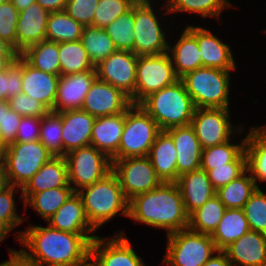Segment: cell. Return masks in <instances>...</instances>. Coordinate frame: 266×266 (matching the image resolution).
Wrapping results in <instances>:
<instances>
[{
	"mask_svg": "<svg viewBox=\"0 0 266 266\" xmlns=\"http://www.w3.org/2000/svg\"><path fill=\"white\" fill-rule=\"evenodd\" d=\"M8 250L10 252L8 266H39L37 263L28 260L20 251L12 248Z\"/></svg>",
	"mask_w": 266,
	"mask_h": 266,
	"instance_id": "54",
	"label": "cell"
},
{
	"mask_svg": "<svg viewBox=\"0 0 266 266\" xmlns=\"http://www.w3.org/2000/svg\"><path fill=\"white\" fill-rule=\"evenodd\" d=\"M10 109L22 117L42 118L49 110L38 100L32 99L25 93H20L8 100Z\"/></svg>",
	"mask_w": 266,
	"mask_h": 266,
	"instance_id": "50",
	"label": "cell"
},
{
	"mask_svg": "<svg viewBox=\"0 0 266 266\" xmlns=\"http://www.w3.org/2000/svg\"><path fill=\"white\" fill-rule=\"evenodd\" d=\"M59 76L35 69L22 58V93L38 100L49 111H54Z\"/></svg>",
	"mask_w": 266,
	"mask_h": 266,
	"instance_id": "23",
	"label": "cell"
},
{
	"mask_svg": "<svg viewBox=\"0 0 266 266\" xmlns=\"http://www.w3.org/2000/svg\"><path fill=\"white\" fill-rule=\"evenodd\" d=\"M148 158L157 176L162 182H176L178 179L176 158L177 152L172 138L161 131L150 148Z\"/></svg>",
	"mask_w": 266,
	"mask_h": 266,
	"instance_id": "28",
	"label": "cell"
},
{
	"mask_svg": "<svg viewBox=\"0 0 266 266\" xmlns=\"http://www.w3.org/2000/svg\"><path fill=\"white\" fill-rule=\"evenodd\" d=\"M11 231L12 229L0 218V243Z\"/></svg>",
	"mask_w": 266,
	"mask_h": 266,
	"instance_id": "58",
	"label": "cell"
},
{
	"mask_svg": "<svg viewBox=\"0 0 266 266\" xmlns=\"http://www.w3.org/2000/svg\"><path fill=\"white\" fill-rule=\"evenodd\" d=\"M46 222L57 230L74 234H93L96 232L85 215L81 196L77 192H74Z\"/></svg>",
	"mask_w": 266,
	"mask_h": 266,
	"instance_id": "25",
	"label": "cell"
},
{
	"mask_svg": "<svg viewBox=\"0 0 266 266\" xmlns=\"http://www.w3.org/2000/svg\"><path fill=\"white\" fill-rule=\"evenodd\" d=\"M124 123L125 112L97 117L92 128L90 145H93L112 159L117 154Z\"/></svg>",
	"mask_w": 266,
	"mask_h": 266,
	"instance_id": "27",
	"label": "cell"
},
{
	"mask_svg": "<svg viewBox=\"0 0 266 266\" xmlns=\"http://www.w3.org/2000/svg\"><path fill=\"white\" fill-rule=\"evenodd\" d=\"M250 230L266 234V194L257 188L243 206Z\"/></svg>",
	"mask_w": 266,
	"mask_h": 266,
	"instance_id": "45",
	"label": "cell"
},
{
	"mask_svg": "<svg viewBox=\"0 0 266 266\" xmlns=\"http://www.w3.org/2000/svg\"><path fill=\"white\" fill-rule=\"evenodd\" d=\"M222 251L231 266H265L266 234L249 230Z\"/></svg>",
	"mask_w": 266,
	"mask_h": 266,
	"instance_id": "18",
	"label": "cell"
},
{
	"mask_svg": "<svg viewBox=\"0 0 266 266\" xmlns=\"http://www.w3.org/2000/svg\"><path fill=\"white\" fill-rule=\"evenodd\" d=\"M5 147L6 146L3 144V142L1 141V138H0V159H1L2 155H3Z\"/></svg>",
	"mask_w": 266,
	"mask_h": 266,
	"instance_id": "60",
	"label": "cell"
},
{
	"mask_svg": "<svg viewBox=\"0 0 266 266\" xmlns=\"http://www.w3.org/2000/svg\"><path fill=\"white\" fill-rule=\"evenodd\" d=\"M165 6L168 14L189 12L220 19L221 12L232 4L228 0H167Z\"/></svg>",
	"mask_w": 266,
	"mask_h": 266,
	"instance_id": "39",
	"label": "cell"
},
{
	"mask_svg": "<svg viewBox=\"0 0 266 266\" xmlns=\"http://www.w3.org/2000/svg\"><path fill=\"white\" fill-rule=\"evenodd\" d=\"M6 184V181H5V178L3 176V172H2V169L0 167V190L1 188Z\"/></svg>",
	"mask_w": 266,
	"mask_h": 266,
	"instance_id": "59",
	"label": "cell"
},
{
	"mask_svg": "<svg viewBox=\"0 0 266 266\" xmlns=\"http://www.w3.org/2000/svg\"><path fill=\"white\" fill-rule=\"evenodd\" d=\"M230 141L231 139L223 144L202 149L200 169L207 172L214 167L225 166L245 149L246 137L237 145Z\"/></svg>",
	"mask_w": 266,
	"mask_h": 266,
	"instance_id": "41",
	"label": "cell"
},
{
	"mask_svg": "<svg viewBox=\"0 0 266 266\" xmlns=\"http://www.w3.org/2000/svg\"><path fill=\"white\" fill-rule=\"evenodd\" d=\"M19 11L12 2L0 4V38L17 51L16 27Z\"/></svg>",
	"mask_w": 266,
	"mask_h": 266,
	"instance_id": "47",
	"label": "cell"
},
{
	"mask_svg": "<svg viewBox=\"0 0 266 266\" xmlns=\"http://www.w3.org/2000/svg\"><path fill=\"white\" fill-rule=\"evenodd\" d=\"M250 230L243 209H226L218 226L211 234L216 248L225 249Z\"/></svg>",
	"mask_w": 266,
	"mask_h": 266,
	"instance_id": "31",
	"label": "cell"
},
{
	"mask_svg": "<svg viewBox=\"0 0 266 266\" xmlns=\"http://www.w3.org/2000/svg\"><path fill=\"white\" fill-rule=\"evenodd\" d=\"M8 2H12V0H0V4L1 3H8Z\"/></svg>",
	"mask_w": 266,
	"mask_h": 266,
	"instance_id": "62",
	"label": "cell"
},
{
	"mask_svg": "<svg viewBox=\"0 0 266 266\" xmlns=\"http://www.w3.org/2000/svg\"><path fill=\"white\" fill-rule=\"evenodd\" d=\"M137 59L132 51L116 50L95 66L97 78L121 90L132 104H135Z\"/></svg>",
	"mask_w": 266,
	"mask_h": 266,
	"instance_id": "14",
	"label": "cell"
},
{
	"mask_svg": "<svg viewBox=\"0 0 266 266\" xmlns=\"http://www.w3.org/2000/svg\"><path fill=\"white\" fill-rule=\"evenodd\" d=\"M74 192L72 187H57L34 193L24 202V208L31 206L47 221Z\"/></svg>",
	"mask_w": 266,
	"mask_h": 266,
	"instance_id": "36",
	"label": "cell"
},
{
	"mask_svg": "<svg viewBox=\"0 0 266 266\" xmlns=\"http://www.w3.org/2000/svg\"><path fill=\"white\" fill-rule=\"evenodd\" d=\"M247 170V156L245 149L225 166L214 167L207 171L208 178L215 190L237 179Z\"/></svg>",
	"mask_w": 266,
	"mask_h": 266,
	"instance_id": "44",
	"label": "cell"
},
{
	"mask_svg": "<svg viewBox=\"0 0 266 266\" xmlns=\"http://www.w3.org/2000/svg\"><path fill=\"white\" fill-rule=\"evenodd\" d=\"M233 71L201 67L180 79L196 108H229L230 72Z\"/></svg>",
	"mask_w": 266,
	"mask_h": 266,
	"instance_id": "6",
	"label": "cell"
},
{
	"mask_svg": "<svg viewBox=\"0 0 266 266\" xmlns=\"http://www.w3.org/2000/svg\"><path fill=\"white\" fill-rule=\"evenodd\" d=\"M35 2L36 0H12L13 5L17 8L19 12L26 9Z\"/></svg>",
	"mask_w": 266,
	"mask_h": 266,
	"instance_id": "57",
	"label": "cell"
},
{
	"mask_svg": "<svg viewBox=\"0 0 266 266\" xmlns=\"http://www.w3.org/2000/svg\"><path fill=\"white\" fill-rule=\"evenodd\" d=\"M54 155L39 141L13 142L7 145L0 159L6 184L22 188Z\"/></svg>",
	"mask_w": 266,
	"mask_h": 266,
	"instance_id": "5",
	"label": "cell"
},
{
	"mask_svg": "<svg viewBox=\"0 0 266 266\" xmlns=\"http://www.w3.org/2000/svg\"><path fill=\"white\" fill-rule=\"evenodd\" d=\"M77 193L81 196L85 215L95 230L119 212L128 217L129 201L124 197L118 177L113 171Z\"/></svg>",
	"mask_w": 266,
	"mask_h": 266,
	"instance_id": "4",
	"label": "cell"
},
{
	"mask_svg": "<svg viewBox=\"0 0 266 266\" xmlns=\"http://www.w3.org/2000/svg\"><path fill=\"white\" fill-rule=\"evenodd\" d=\"M246 135L247 170L252 178L266 182V125L251 128Z\"/></svg>",
	"mask_w": 266,
	"mask_h": 266,
	"instance_id": "30",
	"label": "cell"
},
{
	"mask_svg": "<svg viewBox=\"0 0 266 266\" xmlns=\"http://www.w3.org/2000/svg\"><path fill=\"white\" fill-rule=\"evenodd\" d=\"M41 118L22 117L15 142H33L39 140Z\"/></svg>",
	"mask_w": 266,
	"mask_h": 266,
	"instance_id": "52",
	"label": "cell"
},
{
	"mask_svg": "<svg viewBox=\"0 0 266 266\" xmlns=\"http://www.w3.org/2000/svg\"><path fill=\"white\" fill-rule=\"evenodd\" d=\"M176 147L177 175L200 169L202 147L191 125L172 127L165 131Z\"/></svg>",
	"mask_w": 266,
	"mask_h": 266,
	"instance_id": "20",
	"label": "cell"
},
{
	"mask_svg": "<svg viewBox=\"0 0 266 266\" xmlns=\"http://www.w3.org/2000/svg\"><path fill=\"white\" fill-rule=\"evenodd\" d=\"M59 114L62 123L63 156L69 151L90 145L96 118L82 109L63 111Z\"/></svg>",
	"mask_w": 266,
	"mask_h": 266,
	"instance_id": "21",
	"label": "cell"
},
{
	"mask_svg": "<svg viewBox=\"0 0 266 266\" xmlns=\"http://www.w3.org/2000/svg\"><path fill=\"white\" fill-rule=\"evenodd\" d=\"M64 158L68 183L75 192L91 186L112 171L111 159L93 145L69 151Z\"/></svg>",
	"mask_w": 266,
	"mask_h": 266,
	"instance_id": "9",
	"label": "cell"
},
{
	"mask_svg": "<svg viewBox=\"0 0 266 266\" xmlns=\"http://www.w3.org/2000/svg\"><path fill=\"white\" fill-rule=\"evenodd\" d=\"M225 210L224 204L215 194L189 215L188 228L195 232L211 235L221 221Z\"/></svg>",
	"mask_w": 266,
	"mask_h": 266,
	"instance_id": "35",
	"label": "cell"
},
{
	"mask_svg": "<svg viewBox=\"0 0 266 266\" xmlns=\"http://www.w3.org/2000/svg\"><path fill=\"white\" fill-rule=\"evenodd\" d=\"M60 75L96 70L80 40L59 43Z\"/></svg>",
	"mask_w": 266,
	"mask_h": 266,
	"instance_id": "37",
	"label": "cell"
},
{
	"mask_svg": "<svg viewBox=\"0 0 266 266\" xmlns=\"http://www.w3.org/2000/svg\"><path fill=\"white\" fill-rule=\"evenodd\" d=\"M176 184L188 215L200 208L216 193L207 172L202 169L182 174L178 177Z\"/></svg>",
	"mask_w": 266,
	"mask_h": 266,
	"instance_id": "26",
	"label": "cell"
},
{
	"mask_svg": "<svg viewBox=\"0 0 266 266\" xmlns=\"http://www.w3.org/2000/svg\"><path fill=\"white\" fill-rule=\"evenodd\" d=\"M229 108H196L191 126L194 128L203 149L229 141L243 126H236L230 121ZM237 130V131H236ZM235 132V133H234Z\"/></svg>",
	"mask_w": 266,
	"mask_h": 266,
	"instance_id": "13",
	"label": "cell"
},
{
	"mask_svg": "<svg viewBox=\"0 0 266 266\" xmlns=\"http://www.w3.org/2000/svg\"><path fill=\"white\" fill-rule=\"evenodd\" d=\"M131 105L130 98L121 90L96 78L81 109L97 118L124 113Z\"/></svg>",
	"mask_w": 266,
	"mask_h": 266,
	"instance_id": "16",
	"label": "cell"
},
{
	"mask_svg": "<svg viewBox=\"0 0 266 266\" xmlns=\"http://www.w3.org/2000/svg\"><path fill=\"white\" fill-rule=\"evenodd\" d=\"M138 0H99L95 8L93 26L104 29Z\"/></svg>",
	"mask_w": 266,
	"mask_h": 266,
	"instance_id": "46",
	"label": "cell"
},
{
	"mask_svg": "<svg viewBox=\"0 0 266 266\" xmlns=\"http://www.w3.org/2000/svg\"><path fill=\"white\" fill-rule=\"evenodd\" d=\"M197 39L202 67L235 70L236 64L228 44L223 43L214 34L201 26L186 27Z\"/></svg>",
	"mask_w": 266,
	"mask_h": 266,
	"instance_id": "19",
	"label": "cell"
},
{
	"mask_svg": "<svg viewBox=\"0 0 266 266\" xmlns=\"http://www.w3.org/2000/svg\"><path fill=\"white\" fill-rule=\"evenodd\" d=\"M128 217L147 226L165 229L167 235L189 225V215L176 182H162L155 189L134 196L129 200Z\"/></svg>",
	"mask_w": 266,
	"mask_h": 266,
	"instance_id": "2",
	"label": "cell"
},
{
	"mask_svg": "<svg viewBox=\"0 0 266 266\" xmlns=\"http://www.w3.org/2000/svg\"><path fill=\"white\" fill-rule=\"evenodd\" d=\"M80 41L94 66L117 50L105 29L93 25L84 26Z\"/></svg>",
	"mask_w": 266,
	"mask_h": 266,
	"instance_id": "38",
	"label": "cell"
},
{
	"mask_svg": "<svg viewBox=\"0 0 266 266\" xmlns=\"http://www.w3.org/2000/svg\"><path fill=\"white\" fill-rule=\"evenodd\" d=\"M167 53L172 61L176 75L181 78L186 73L202 67V59L196 37L187 29Z\"/></svg>",
	"mask_w": 266,
	"mask_h": 266,
	"instance_id": "29",
	"label": "cell"
},
{
	"mask_svg": "<svg viewBox=\"0 0 266 266\" xmlns=\"http://www.w3.org/2000/svg\"><path fill=\"white\" fill-rule=\"evenodd\" d=\"M39 141L54 156H63L62 123L58 112L48 111L41 118Z\"/></svg>",
	"mask_w": 266,
	"mask_h": 266,
	"instance_id": "42",
	"label": "cell"
},
{
	"mask_svg": "<svg viewBox=\"0 0 266 266\" xmlns=\"http://www.w3.org/2000/svg\"><path fill=\"white\" fill-rule=\"evenodd\" d=\"M125 235L118 231L109 240L97 236L90 246V266H145Z\"/></svg>",
	"mask_w": 266,
	"mask_h": 266,
	"instance_id": "15",
	"label": "cell"
},
{
	"mask_svg": "<svg viewBox=\"0 0 266 266\" xmlns=\"http://www.w3.org/2000/svg\"><path fill=\"white\" fill-rule=\"evenodd\" d=\"M84 26L70 17L65 10L50 12L47 20L46 40L71 42L80 40Z\"/></svg>",
	"mask_w": 266,
	"mask_h": 266,
	"instance_id": "34",
	"label": "cell"
},
{
	"mask_svg": "<svg viewBox=\"0 0 266 266\" xmlns=\"http://www.w3.org/2000/svg\"><path fill=\"white\" fill-rule=\"evenodd\" d=\"M180 79L174 70L169 53L138 56L136 66L135 104L153 92Z\"/></svg>",
	"mask_w": 266,
	"mask_h": 266,
	"instance_id": "12",
	"label": "cell"
},
{
	"mask_svg": "<svg viewBox=\"0 0 266 266\" xmlns=\"http://www.w3.org/2000/svg\"><path fill=\"white\" fill-rule=\"evenodd\" d=\"M16 186L5 184L0 190V218L13 230L25 219L19 216L14 199Z\"/></svg>",
	"mask_w": 266,
	"mask_h": 266,
	"instance_id": "48",
	"label": "cell"
},
{
	"mask_svg": "<svg viewBox=\"0 0 266 266\" xmlns=\"http://www.w3.org/2000/svg\"><path fill=\"white\" fill-rule=\"evenodd\" d=\"M0 266H8V260H6V261L0 263Z\"/></svg>",
	"mask_w": 266,
	"mask_h": 266,
	"instance_id": "61",
	"label": "cell"
},
{
	"mask_svg": "<svg viewBox=\"0 0 266 266\" xmlns=\"http://www.w3.org/2000/svg\"><path fill=\"white\" fill-rule=\"evenodd\" d=\"M33 68L60 75L59 43L41 41L27 47L19 54Z\"/></svg>",
	"mask_w": 266,
	"mask_h": 266,
	"instance_id": "32",
	"label": "cell"
},
{
	"mask_svg": "<svg viewBox=\"0 0 266 266\" xmlns=\"http://www.w3.org/2000/svg\"><path fill=\"white\" fill-rule=\"evenodd\" d=\"M22 93V57L0 68V101L9 100Z\"/></svg>",
	"mask_w": 266,
	"mask_h": 266,
	"instance_id": "43",
	"label": "cell"
},
{
	"mask_svg": "<svg viewBox=\"0 0 266 266\" xmlns=\"http://www.w3.org/2000/svg\"><path fill=\"white\" fill-rule=\"evenodd\" d=\"M259 188L246 170L237 179L232 180L216 190V195L224 204L226 209H242L251 195Z\"/></svg>",
	"mask_w": 266,
	"mask_h": 266,
	"instance_id": "33",
	"label": "cell"
},
{
	"mask_svg": "<svg viewBox=\"0 0 266 266\" xmlns=\"http://www.w3.org/2000/svg\"><path fill=\"white\" fill-rule=\"evenodd\" d=\"M160 132L155 120L139 104H132L125 111L121 141L117 154L111 160L148 156Z\"/></svg>",
	"mask_w": 266,
	"mask_h": 266,
	"instance_id": "7",
	"label": "cell"
},
{
	"mask_svg": "<svg viewBox=\"0 0 266 266\" xmlns=\"http://www.w3.org/2000/svg\"><path fill=\"white\" fill-rule=\"evenodd\" d=\"M117 50L134 53V5L105 28Z\"/></svg>",
	"mask_w": 266,
	"mask_h": 266,
	"instance_id": "40",
	"label": "cell"
},
{
	"mask_svg": "<svg viewBox=\"0 0 266 266\" xmlns=\"http://www.w3.org/2000/svg\"><path fill=\"white\" fill-rule=\"evenodd\" d=\"M139 105L155 120L161 131L190 125L196 109L181 79L151 93Z\"/></svg>",
	"mask_w": 266,
	"mask_h": 266,
	"instance_id": "3",
	"label": "cell"
},
{
	"mask_svg": "<svg viewBox=\"0 0 266 266\" xmlns=\"http://www.w3.org/2000/svg\"><path fill=\"white\" fill-rule=\"evenodd\" d=\"M99 0H68L65 12L83 26L93 25L95 8Z\"/></svg>",
	"mask_w": 266,
	"mask_h": 266,
	"instance_id": "51",
	"label": "cell"
},
{
	"mask_svg": "<svg viewBox=\"0 0 266 266\" xmlns=\"http://www.w3.org/2000/svg\"><path fill=\"white\" fill-rule=\"evenodd\" d=\"M57 187H72L68 183L67 163L64 156H54L46 162L22 188L25 202L32 194Z\"/></svg>",
	"mask_w": 266,
	"mask_h": 266,
	"instance_id": "24",
	"label": "cell"
},
{
	"mask_svg": "<svg viewBox=\"0 0 266 266\" xmlns=\"http://www.w3.org/2000/svg\"><path fill=\"white\" fill-rule=\"evenodd\" d=\"M19 234V235H18ZM15 237L27 249L20 252L39 266H90V246L97 237L29 225Z\"/></svg>",
	"mask_w": 266,
	"mask_h": 266,
	"instance_id": "1",
	"label": "cell"
},
{
	"mask_svg": "<svg viewBox=\"0 0 266 266\" xmlns=\"http://www.w3.org/2000/svg\"><path fill=\"white\" fill-rule=\"evenodd\" d=\"M19 53L6 41L0 38V63L5 66L16 61Z\"/></svg>",
	"mask_w": 266,
	"mask_h": 266,
	"instance_id": "53",
	"label": "cell"
},
{
	"mask_svg": "<svg viewBox=\"0 0 266 266\" xmlns=\"http://www.w3.org/2000/svg\"><path fill=\"white\" fill-rule=\"evenodd\" d=\"M202 266H231L230 261L227 259L226 254L222 250H218L216 255L212 256L205 264Z\"/></svg>",
	"mask_w": 266,
	"mask_h": 266,
	"instance_id": "56",
	"label": "cell"
},
{
	"mask_svg": "<svg viewBox=\"0 0 266 266\" xmlns=\"http://www.w3.org/2000/svg\"><path fill=\"white\" fill-rule=\"evenodd\" d=\"M151 5V0H138L134 4V53L137 56L160 55L168 51L166 32Z\"/></svg>",
	"mask_w": 266,
	"mask_h": 266,
	"instance_id": "10",
	"label": "cell"
},
{
	"mask_svg": "<svg viewBox=\"0 0 266 266\" xmlns=\"http://www.w3.org/2000/svg\"><path fill=\"white\" fill-rule=\"evenodd\" d=\"M167 240L162 264L169 266H202L218 251L211 235L189 228L168 234Z\"/></svg>",
	"mask_w": 266,
	"mask_h": 266,
	"instance_id": "8",
	"label": "cell"
},
{
	"mask_svg": "<svg viewBox=\"0 0 266 266\" xmlns=\"http://www.w3.org/2000/svg\"><path fill=\"white\" fill-rule=\"evenodd\" d=\"M68 0H36V2L49 12L63 11Z\"/></svg>",
	"mask_w": 266,
	"mask_h": 266,
	"instance_id": "55",
	"label": "cell"
},
{
	"mask_svg": "<svg viewBox=\"0 0 266 266\" xmlns=\"http://www.w3.org/2000/svg\"><path fill=\"white\" fill-rule=\"evenodd\" d=\"M49 13L37 2L19 12L16 27L17 52L19 54L27 47L46 40Z\"/></svg>",
	"mask_w": 266,
	"mask_h": 266,
	"instance_id": "22",
	"label": "cell"
},
{
	"mask_svg": "<svg viewBox=\"0 0 266 266\" xmlns=\"http://www.w3.org/2000/svg\"><path fill=\"white\" fill-rule=\"evenodd\" d=\"M22 116L10 109L8 100L0 101V138L5 146L15 142Z\"/></svg>",
	"mask_w": 266,
	"mask_h": 266,
	"instance_id": "49",
	"label": "cell"
},
{
	"mask_svg": "<svg viewBox=\"0 0 266 266\" xmlns=\"http://www.w3.org/2000/svg\"><path fill=\"white\" fill-rule=\"evenodd\" d=\"M111 161L112 171L118 177L123 195L128 201L138 194L155 189L162 183L148 156Z\"/></svg>",
	"mask_w": 266,
	"mask_h": 266,
	"instance_id": "11",
	"label": "cell"
},
{
	"mask_svg": "<svg viewBox=\"0 0 266 266\" xmlns=\"http://www.w3.org/2000/svg\"><path fill=\"white\" fill-rule=\"evenodd\" d=\"M97 78L96 70L82 71L69 75H60L54 112L81 109L84 98Z\"/></svg>",
	"mask_w": 266,
	"mask_h": 266,
	"instance_id": "17",
	"label": "cell"
}]
</instances>
